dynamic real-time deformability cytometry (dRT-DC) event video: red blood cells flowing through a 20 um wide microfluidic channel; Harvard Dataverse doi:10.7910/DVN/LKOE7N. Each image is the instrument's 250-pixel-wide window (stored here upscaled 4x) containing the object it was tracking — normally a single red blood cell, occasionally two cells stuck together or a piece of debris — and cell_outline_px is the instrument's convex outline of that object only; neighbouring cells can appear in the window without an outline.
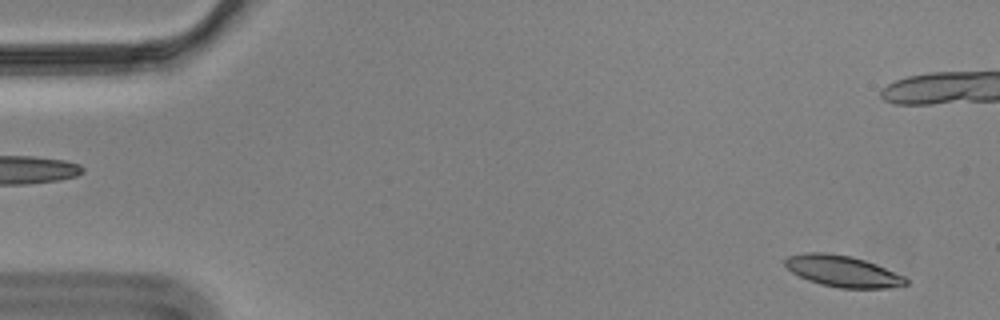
{"species": "Egyptian fruit bat (a non-hibernating species)", "species_latin": "Rousettus aegyptiacus", "temperature_condition": "cold", "stored_images_in_passage": 50, "camera_frame_rate_fps": 3000, "um_per_image_px": 0.085, "animal": {"sex": "male"}, "frame": {"image": 1, "passage_image": 3, "time_ms": 0.667, "image_size_px": [1000, 320], "cell_outline_px": [[908, 284], [888, 288], [840, 288], [820, 284], [808, 280], [792, 272], [784, 264], [784, 260], [788, 256], [808, 252], [824, 252], [852, 256], [876, 264], [904, 276], [908, 280]], "centroid_in_image_um": [71.63, 23.05], "position_along_channel_um": 13.4, "area_um2": 21.96}}
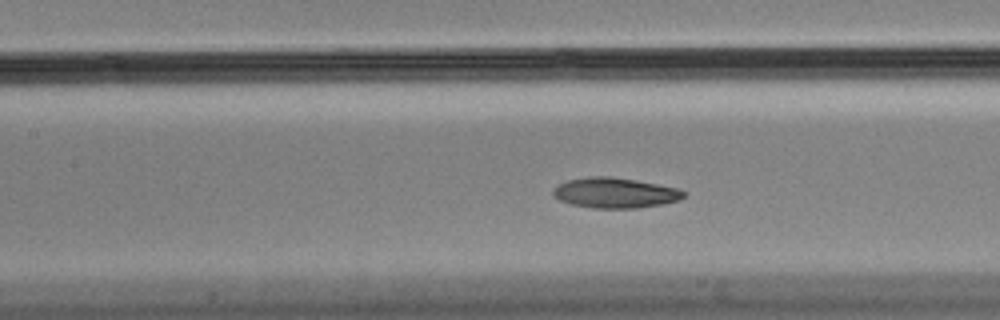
{"frame": {"image": 2, "passage_image": 25, "time_ms": 8.0, "image_size_px": [1000, 320], "cell_outline_px": [[684, 196], [680, 200], [664, 204], [640, 208], [592, 208], [572, 204], [560, 200], [552, 196], [552, 188], [568, 180], [588, 176], [608, 176], [636, 180], [680, 188], [684, 192]], "centroid_in_image_um": [52.28, 16.39], "position_along_channel_um": 155.1, "area_um2": 23.24}}
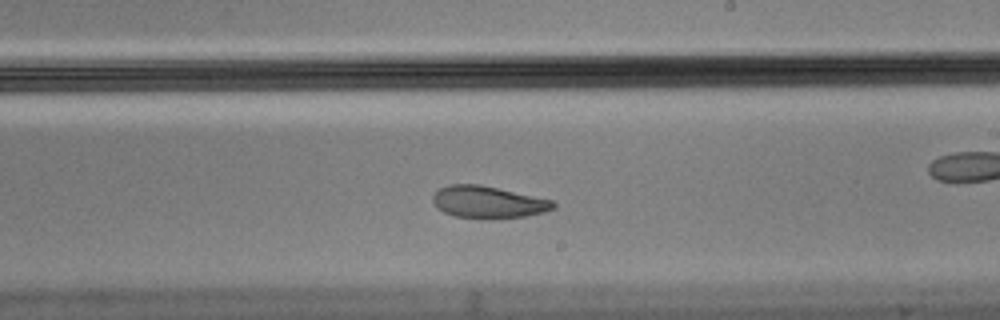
{"frame": {"image": 3, "passage_image": 33, "time_ms": 10.667, "image_size_px": [1000, 320], "cell_outline_px": [[556, 208], [544, 212], [524, 216], [488, 220], [484, 220], [456, 216], [444, 212], [436, 208], [432, 200], [432, 196], [440, 188], [452, 184], [480, 184], [552, 200], [556, 204]], "centroid_in_image_um": [41.48, 17.2], "position_along_channel_um": 247.5, "area_um2": 22.72}}